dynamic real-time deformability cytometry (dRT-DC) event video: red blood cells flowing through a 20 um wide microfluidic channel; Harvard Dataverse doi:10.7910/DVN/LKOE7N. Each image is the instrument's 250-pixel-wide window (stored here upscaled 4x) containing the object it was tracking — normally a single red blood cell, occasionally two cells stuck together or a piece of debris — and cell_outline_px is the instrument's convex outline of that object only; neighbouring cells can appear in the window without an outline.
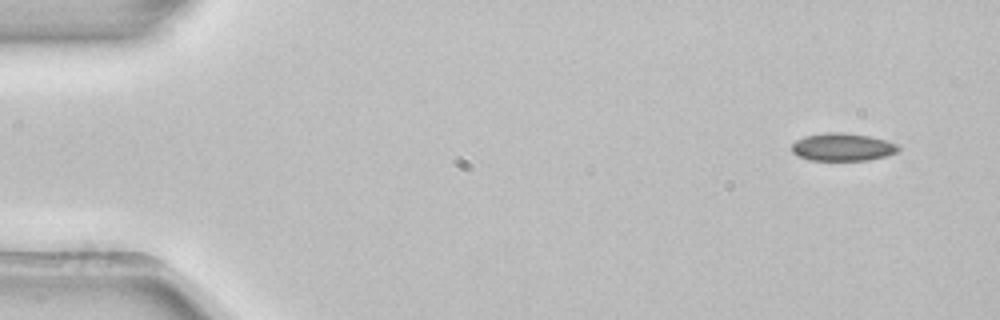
{"species": "common noctule bat (a hibernating species)", "species_latin": "Nyctalus noctula", "temperature_condition": "room temperature", "stored_images_in_passage": 5, "camera_frame_rate_fps": 3000, "um_per_image_px": 0.085, "animal": {"sex": "female", "body_mass_g": 22.7, "forearm_length_mm": 54.2}, "frame": {"image": 1, "passage_image": 1, "time_ms": 0.0, "image_size_px": [1000, 320], "cell_outline_px": [[900, 152], [888, 156], [868, 160], [808, 160], [796, 156], [792, 152], [792, 144], [796, 140], [804, 136], [824, 132], [840, 132], [868, 136], [888, 140], [900, 144]], "centroid_in_image_um": [71.65, 12.5], "position_along_channel_um": 13.3, "area_um2": 17.63}}
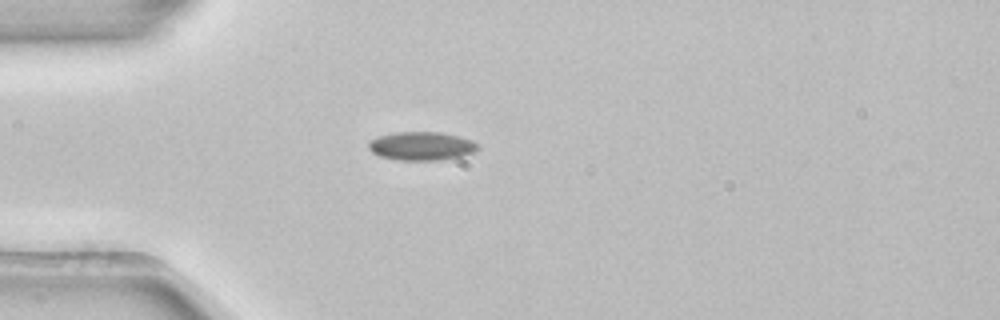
{"frame": {"image": 2, "passage_image": 4, "time_ms": 1.0, "image_size_px": [1000, 320], "cell_outline_px": [[480, 148], [476, 152], [464, 156], [440, 160], [396, 160], [380, 156], [372, 152], [368, 148], [368, 144], [372, 140], [380, 136], [396, 132], [440, 132], [460, 136], [472, 140], [480, 144]], "centroid_in_image_um": [35.91, 12.42], "position_along_channel_um": 49.1, "area_um2": 18.38}}